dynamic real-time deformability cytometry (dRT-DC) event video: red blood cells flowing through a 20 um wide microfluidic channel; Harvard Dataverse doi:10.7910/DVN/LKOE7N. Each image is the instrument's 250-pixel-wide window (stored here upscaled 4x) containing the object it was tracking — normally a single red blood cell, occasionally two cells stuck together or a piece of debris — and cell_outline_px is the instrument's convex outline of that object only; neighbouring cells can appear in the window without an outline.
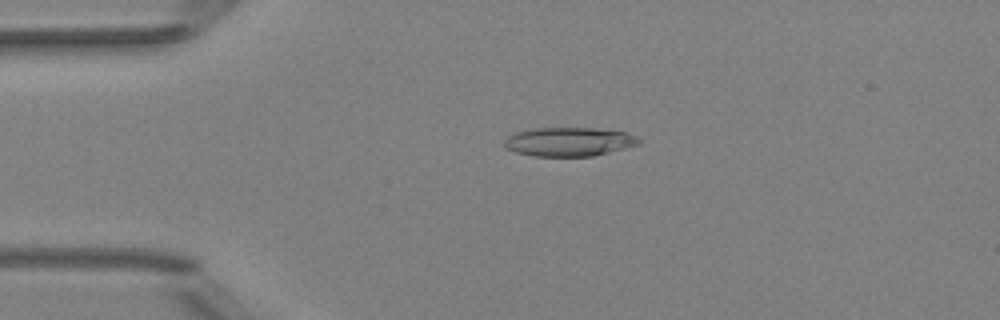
{"species": "Egyptian fruit bat (a non-hibernating species)", "species_latin": "Rousettus aegyptiacus", "temperature_condition": "room temperature", "stored_images_in_passage": 2, "camera_frame_rate_fps": 3000, "um_per_image_px": 0.085, "animal": {"sex": "female"}, "frame": {"image": 1, "passage_image": 1, "time_ms": 0.0, "image_size_px": [1000, 320], "cell_outline_px": [[640, 144], [592, 156], [532, 156], [516, 152], [504, 148], [504, 140], [508, 136], [516, 132], [532, 128], [596, 128], [624, 132], [636, 136], [640, 140]], "centroid_in_image_um": [48.32, 12.04], "position_along_channel_um": 36.7, "area_um2": 22.6}}